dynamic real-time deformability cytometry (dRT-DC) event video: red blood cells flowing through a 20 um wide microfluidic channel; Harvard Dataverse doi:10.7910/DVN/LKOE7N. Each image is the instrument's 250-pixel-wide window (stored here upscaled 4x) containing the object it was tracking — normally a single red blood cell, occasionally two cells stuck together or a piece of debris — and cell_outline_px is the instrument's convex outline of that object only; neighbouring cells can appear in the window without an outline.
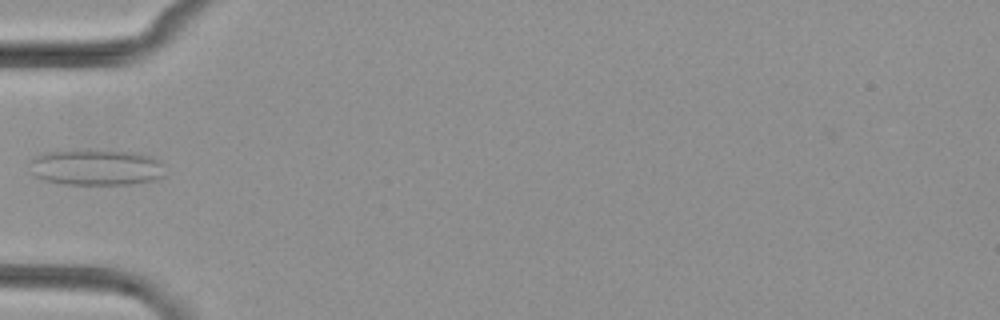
{"species": "common noctule bat (a hibernating species)", "species_latin": "Nyctalus noctula", "temperature_condition": "cold", "stored_images_in_passage": 4, "camera_frame_rate_fps": 3000, "um_per_image_px": 0.085, "animal": {"sex": "female", "body_mass_g": 29.2, "forearm_length_mm": 56.3}, "frame": {"image": 1, "passage_image": 4, "time_ms": 3.667, "image_size_px": [1000, 320], "cell_outline_px": [[164, 176], [156, 180], [132, 184], [64, 184], [44, 180], [32, 176], [28, 172], [28, 160], [32, 156], [40, 152], [72, 148], [92, 148], [136, 152], [152, 156], [160, 160]], "centroid_in_image_um": [8.05, 14.17], "position_along_channel_um": 77.0, "area_um2": 30.0}}